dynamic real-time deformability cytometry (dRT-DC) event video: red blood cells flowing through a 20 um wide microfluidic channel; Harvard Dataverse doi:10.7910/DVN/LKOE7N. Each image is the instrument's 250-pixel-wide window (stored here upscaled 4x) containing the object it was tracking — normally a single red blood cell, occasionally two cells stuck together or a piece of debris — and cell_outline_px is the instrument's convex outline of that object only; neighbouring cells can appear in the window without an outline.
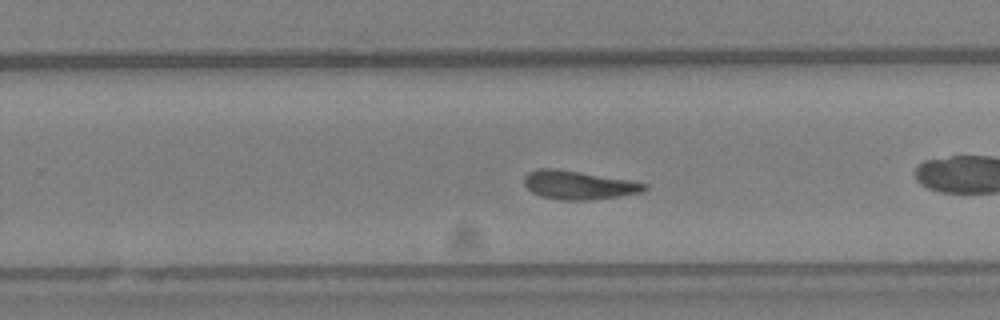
{"species": "Egyptian fruit bat (a non-hibernating species)", "species_latin": "Rousettus aegyptiacus", "temperature_condition": "warm", "stored_images_in_passage": 29, "segment_of_instrument_passage": [2, 2], "camera_frame_rate_fps": 3000, "um_per_image_px": 0.085, "animal": {"sex": "female"}, "frame": {"image": 1, "passage_image": 13, "time_ms": 4.0, "image_size_px": [1000, 320], "cell_outline_px": [[648, 188], [640, 192], [616, 196], [588, 200], [560, 200], [540, 196], [532, 192], [524, 184], [524, 176], [528, 172], [540, 168], [552, 168], [628, 180], [648, 184]], "centroid_in_image_um": [49.12, 15.73], "position_along_channel_um": 280.7, "area_um2": 19.65}}